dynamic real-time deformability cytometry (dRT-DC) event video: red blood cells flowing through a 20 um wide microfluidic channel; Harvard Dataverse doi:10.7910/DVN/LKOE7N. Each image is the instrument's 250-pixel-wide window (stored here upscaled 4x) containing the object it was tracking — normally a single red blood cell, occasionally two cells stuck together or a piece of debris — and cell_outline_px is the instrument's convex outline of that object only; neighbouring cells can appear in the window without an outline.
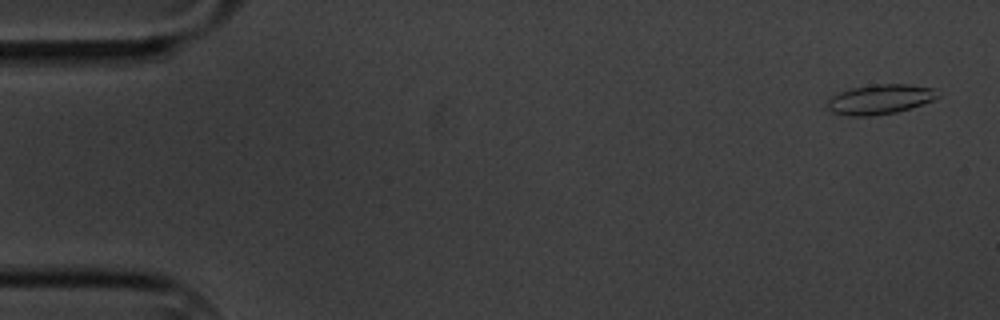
{"species": "common noctule bat (a hibernating species)", "species_latin": "Nyctalus noctula", "temperature_condition": "cold", "stored_images_in_passage": 6, "segment_of_instrument_passage": [1, 2], "camera_frame_rate_fps": 3000, "um_per_image_px": 0.085, "animal": {"sex": "male", "body_mass_g": 20.1, "forearm_length_mm": 53.5}, "frame": {"image": 1, "passage_image": 1, "time_ms": 0.0, "image_size_px": [1000, 320], "cell_outline_px": [[940, 96], [932, 100], [896, 112], [868, 116], [848, 116], [832, 112], [828, 108], [828, 100], [832, 96], [840, 92], [852, 88], [872, 84], [908, 84], [936, 88]], "centroid_in_image_um": [74.8, 8.43], "position_along_channel_um": 10.2, "area_um2": 19.02}}